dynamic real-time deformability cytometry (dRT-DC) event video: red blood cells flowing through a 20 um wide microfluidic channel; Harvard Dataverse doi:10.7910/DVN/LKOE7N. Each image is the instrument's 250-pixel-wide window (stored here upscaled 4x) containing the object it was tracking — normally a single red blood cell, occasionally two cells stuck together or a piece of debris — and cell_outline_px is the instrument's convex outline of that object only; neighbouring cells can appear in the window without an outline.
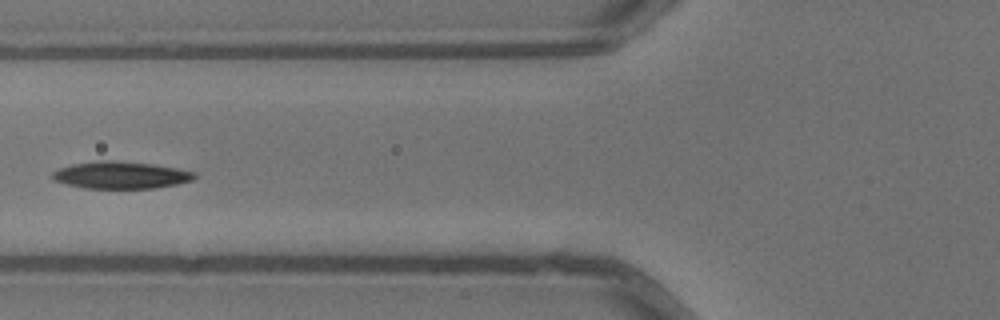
{"species": "common noctule bat (a hibernating species)", "species_latin": "Nyctalus noctula", "temperature_condition": "warm", "stored_images_in_passage": 6, "camera_frame_rate_fps": 3000, "um_per_image_px": 0.085, "animal": {"sex": "male", "body_mass_g": 13.3}, "frame": {"image": 1, "passage_image": 6, "time_ms": 1.667, "image_size_px": [1000, 320], "cell_outline_px": [[196, 176], [192, 180], [176, 184], [156, 188], [84, 188], [52, 180], [52, 172], [60, 168], [72, 164], [100, 160], [112, 160], [152, 164], [176, 168], [196, 172]], "centroid_in_image_um": [10.26, 14.88], "position_along_channel_um": 115.5, "area_um2": 22.37}}